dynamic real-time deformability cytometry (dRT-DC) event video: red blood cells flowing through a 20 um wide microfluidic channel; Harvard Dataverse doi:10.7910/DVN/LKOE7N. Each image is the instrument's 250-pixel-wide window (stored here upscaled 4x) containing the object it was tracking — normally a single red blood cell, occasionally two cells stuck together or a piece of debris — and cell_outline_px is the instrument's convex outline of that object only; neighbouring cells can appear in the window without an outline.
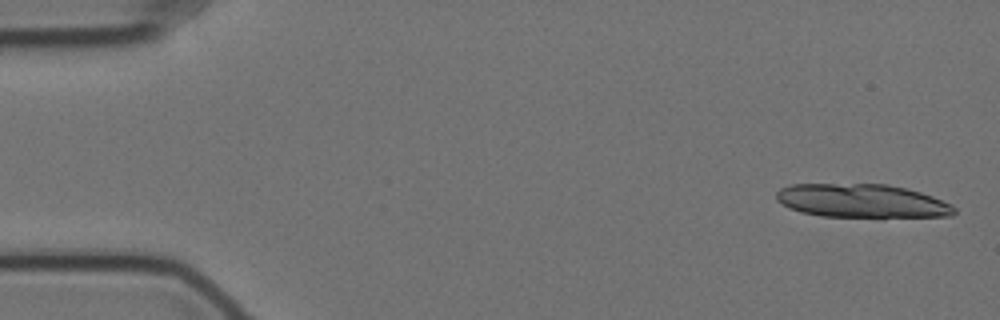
{"species": "Egyptian fruit bat (a non-hibernating species)", "species_latin": "Rousettus aegyptiacus", "temperature_condition": "cold", "stored_images_in_passage": 8, "camera_frame_rate_fps": 3000, "um_per_image_px": 0.085, "animal": {"sex": "female"}, "frame": {"image": 1, "passage_image": 1, "time_ms": 0.0, "image_size_px": [1000, 320], "cell_outline_px": [[956, 212], [952, 216], [820, 216], [800, 212], [788, 208], [776, 200], [776, 192], [780, 188], [792, 184], [888, 184], [920, 192], [932, 196], [952, 204], [956, 208]], "centroid_in_image_um": [73.22, 17.06], "position_along_channel_um": 11.8, "area_um2": 34.62}}